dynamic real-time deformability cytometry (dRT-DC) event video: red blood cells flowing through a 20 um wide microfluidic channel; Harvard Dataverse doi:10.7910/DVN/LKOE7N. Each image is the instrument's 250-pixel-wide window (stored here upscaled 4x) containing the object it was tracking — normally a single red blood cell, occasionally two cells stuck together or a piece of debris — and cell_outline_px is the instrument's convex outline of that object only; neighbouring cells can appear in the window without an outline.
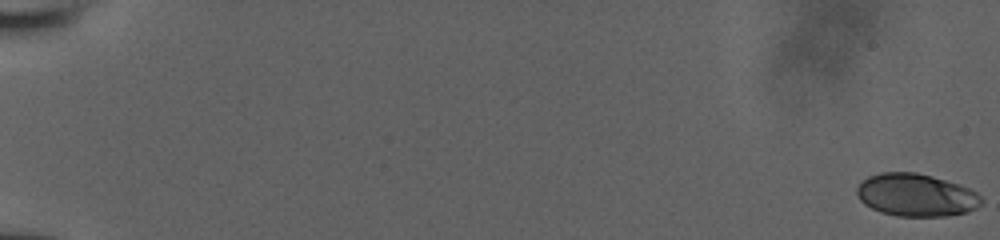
{"species": "human", "species_latin": "Homo sapiens", "temperature_condition": "room temperature", "stored_images_in_passage": 50, "camera_frame_rate_fps": 3000, "um_per_image_px": 0.085, "donor": {"sex": "male"}, "frame": {"image": 1, "passage_image": 1, "time_ms": 0.0, "image_size_px": [1000, 240], "cell_outline_px": [[984, 200], [976, 208], [968, 212], [948, 216], [896, 216], [880, 212], [864, 204], [860, 200], [856, 192], [856, 188], [868, 176], [880, 172], [916, 172], [932, 176], [968, 188], [976, 192]], "centroid_in_image_um": [77.85, 16.59], "position_along_channel_um": 7.1, "area_um2": 30.92}}
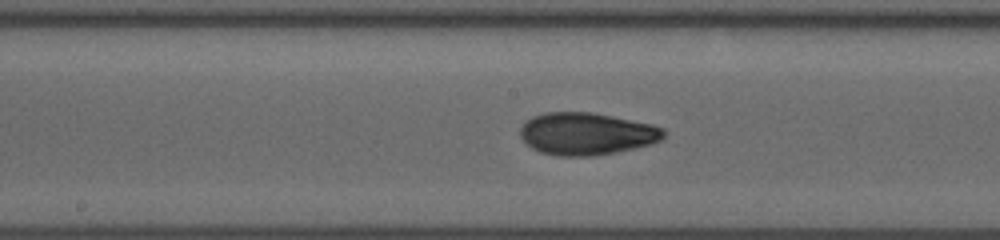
{"frame": {"image": 2, "passage_image": 28, "time_ms": 9.0, "image_size_px": [1000, 240], "cell_outline_px": [[664, 136], [660, 140], [652, 144], [616, 152], [592, 156], [556, 156], [540, 152], [524, 144], [520, 136], [520, 128], [524, 120], [532, 116], [544, 112], [592, 112], [652, 124], [664, 128]], "centroid_in_image_um": [49.81, 11.37], "position_along_channel_um": 198.4, "area_um2": 35.72}}
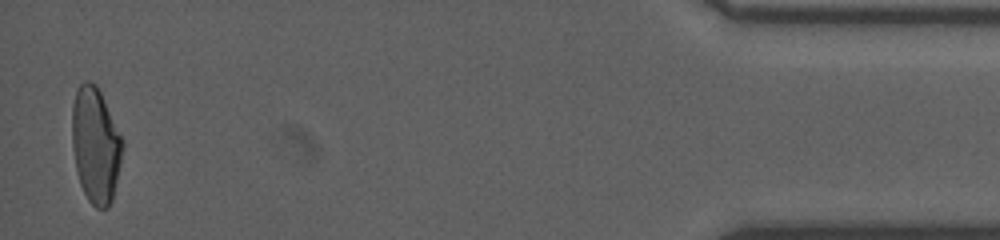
{"frame": {"image": 3, "passage_image": 49, "time_ms": 16.0, "image_size_px": [1000, 240], "cell_outline_px": [[124, 144], [120, 164], [112, 200], [108, 208], [96, 208], [88, 200], [80, 184], [76, 168], [72, 144], [72, 104], [76, 92], [80, 84], [84, 80], [88, 80], [96, 84], [124, 140]], "centroid_in_image_um": [8.12, 12.32], "position_along_channel_um": 427.1, "area_um2": 33.93}}